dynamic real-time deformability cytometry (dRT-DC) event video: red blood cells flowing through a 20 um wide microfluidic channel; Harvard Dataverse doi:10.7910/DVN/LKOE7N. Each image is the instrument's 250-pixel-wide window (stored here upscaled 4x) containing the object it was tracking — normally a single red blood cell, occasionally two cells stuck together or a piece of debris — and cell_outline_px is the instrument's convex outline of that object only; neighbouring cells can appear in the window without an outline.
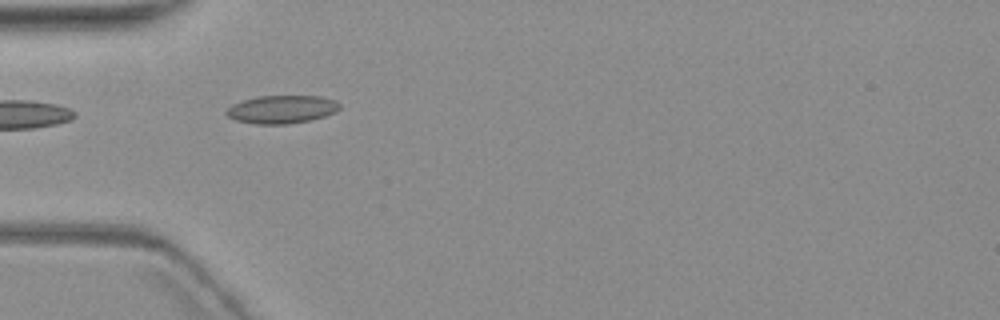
{"species": "common noctule bat (a hibernating species)", "species_latin": "Nyctalus noctula", "temperature_condition": "warm", "stored_images_in_passage": 4, "camera_frame_rate_fps": 3000, "um_per_image_px": 0.085, "animal": {"sex": "female", "body_mass_g": 19.3, "forearm_length_mm": 54.1}, "frame": {"image": 1, "passage_image": 3, "time_ms": 2.333, "image_size_px": [1000, 320], "cell_outline_px": [[340, 108], [336, 112], [312, 120], [288, 124], [256, 124], [236, 120], [228, 116], [224, 112], [232, 104], [256, 96], [320, 96], [336, 100], [340, 104]], "centroid_in_image_um": [23.97, 9.29], "position_along_channel_um": 61.0, "area_um2": 18.61}}